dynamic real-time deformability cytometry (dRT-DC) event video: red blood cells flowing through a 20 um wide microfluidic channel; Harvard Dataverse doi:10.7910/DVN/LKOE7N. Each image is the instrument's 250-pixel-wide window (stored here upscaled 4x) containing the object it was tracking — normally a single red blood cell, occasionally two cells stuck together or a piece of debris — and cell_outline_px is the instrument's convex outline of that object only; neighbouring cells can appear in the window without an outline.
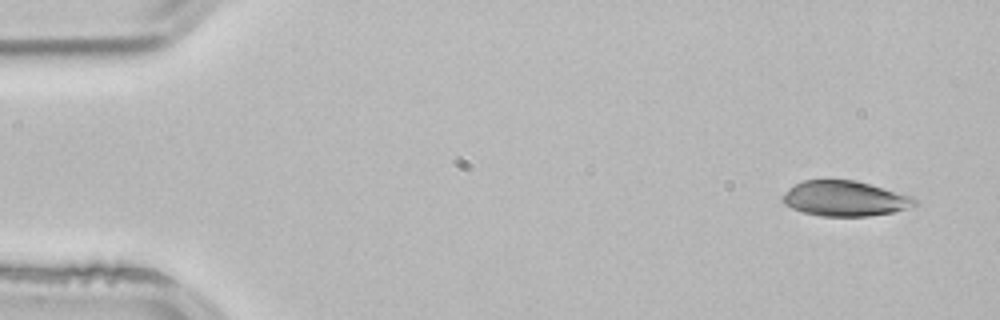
{"species": "common noctule bat (a hibernating species)", "species_latin": "Nyctalus noctula", "temperature_condition": "room temperature", "stored_images_in_passage": 4, "camera_frame_rate_fps": 3000, "um_per_image_px": 0.085, "animal": {"sex": "male", "body_mass_g": 21.5, "forearm_length_mm": 52.0}, "frame": {"image": 1, "passage_image": 1, "time_ms": 0.0, "image_size_px": [1000, 320], "cell_outline_px": [[916, 204], [892, 212], [868, 216], [820, 216], [800, 212], [784, 204], [780, 200], [780, 196], [788, 188], [804, 180], [856, 180], [912, 196], [916, 200]], "centroid_in_image_um": [71.73, 16.87], "position_along_channel_um": 13.3, "area_um2": 27.11}}